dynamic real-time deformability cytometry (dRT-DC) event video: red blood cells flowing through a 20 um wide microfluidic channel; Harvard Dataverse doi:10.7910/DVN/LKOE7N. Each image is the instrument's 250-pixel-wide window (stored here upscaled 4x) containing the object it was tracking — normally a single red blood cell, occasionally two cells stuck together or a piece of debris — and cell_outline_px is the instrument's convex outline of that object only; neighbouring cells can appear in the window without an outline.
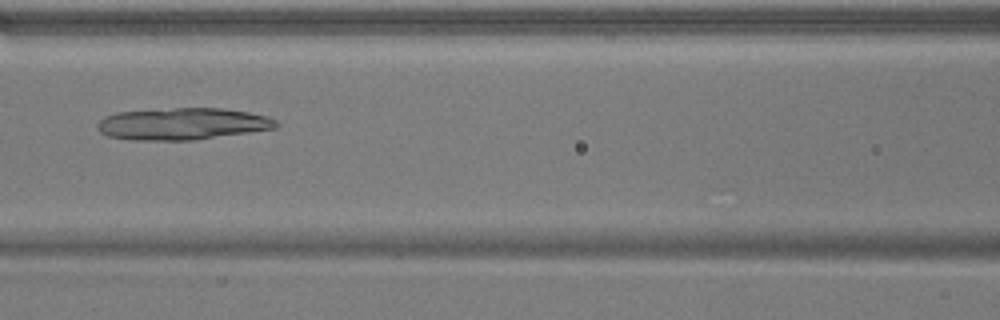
{"species": "common noctule bat (a hibernating species)", "species_latin": "Nyctalus noctula", "temperature_condition": "warm", "stored_images_in_passage": 48, "camera_frame_rate_fps": 3000, "um_per_image_px": 0.085, "animal": {"sex": "male", "body_mass_g": 17.9}, "frame": {"image": 1, "passage_image": 19, "time_ms": 6.0, "image_size_px": [1000, 320], "cell_outline_px": [[280, 124], [276, 128], [192, 140], [132, 140], [108, 136], [100, 132], [96, 124], [104, 116], [116, 112], [176, 108], [224, 108], [248, 112], [264, 116], [276, 120]], "centroid_in_image_um": [15.48, 10.52], "position_along_channel_um": 151.1, "area_um2": 33.06}}
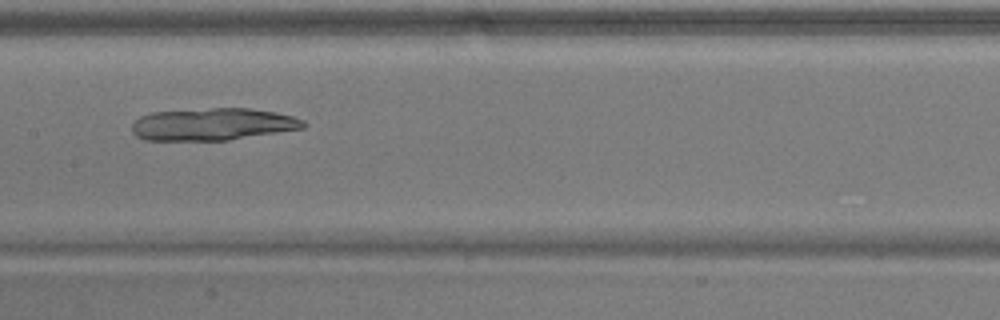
{"frame": {"image": 2, "passage_image": 22, "time_ms": 7.0, "image_size_px": [1000, 320], "cell_outline_px": [[308, 124], [304, 128], [228, 140], [144, 140], [136, 136], [132, 132], [132, 124], [140, 116], [152, 112], [212, 108], [248, 108], [276, 112], [292, 116], [304, 120]], "centroid_in_image_um": [18.09, 10.56], "position_along_channel_um": 189.3, "area_um2": 32.25}}
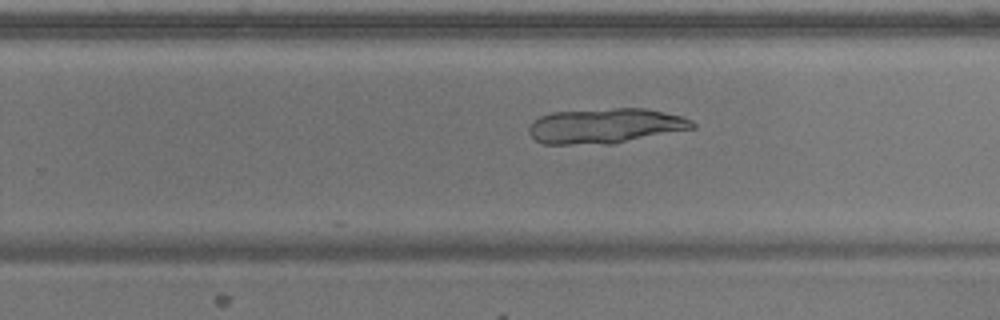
{"frame": {"image": 3, "passage_image": 29, "time_ms": 9.333, "image_size_px": [1000, 320], "cell_outline_px": [[696, 128], [612, 144], [544, 144], [536, 140], [528, 132], [528, 128], [532, 120], [540, 116], [552, 112], [616, 108], [644, 108], [664, 112], [680, 116], [692, 120], [696, 124]], "centroid_in_image_um": [51.45, 10.7], "position_along_channel_um": 278.4, "area_um2": 33.52}}